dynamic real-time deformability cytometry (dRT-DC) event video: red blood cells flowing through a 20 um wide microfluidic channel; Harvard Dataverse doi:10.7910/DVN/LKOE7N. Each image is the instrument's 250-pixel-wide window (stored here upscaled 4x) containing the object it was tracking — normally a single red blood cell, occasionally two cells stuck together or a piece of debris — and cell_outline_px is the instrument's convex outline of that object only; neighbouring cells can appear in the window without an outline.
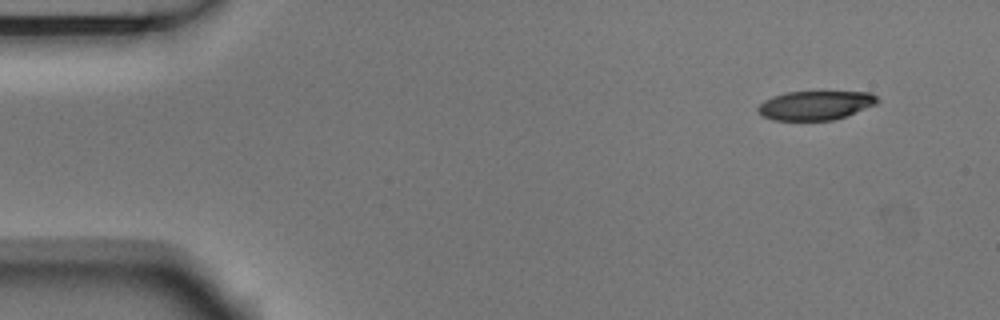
{"species": "Egyptian fruit bat (a non-hibernating species)", "species_latin": "Rousettus aegyptiacus", "temperature_condition": "room temperature", "stored_images_in_passage": 4, "camera_frame_rate_fps": 3000, "um_per_image_px": 0.085, "animal": {"sex": "male"}, "frame": {"image": 1, "passage_image": 1, "time_ms": 0.0, "image_size_px": [1000, 320], "cell_outline_px": [[880, 100], [876, 104], [844, 116], [832, 120], [772, 120], [764, 116], [756, 108], [764, 100], [772, 96], [784, 92], [872, 92]], "centroid_in_image_um": [69.3, 8.94], "position_along_channel_um": 15.7, "area_um2": 20.06}}
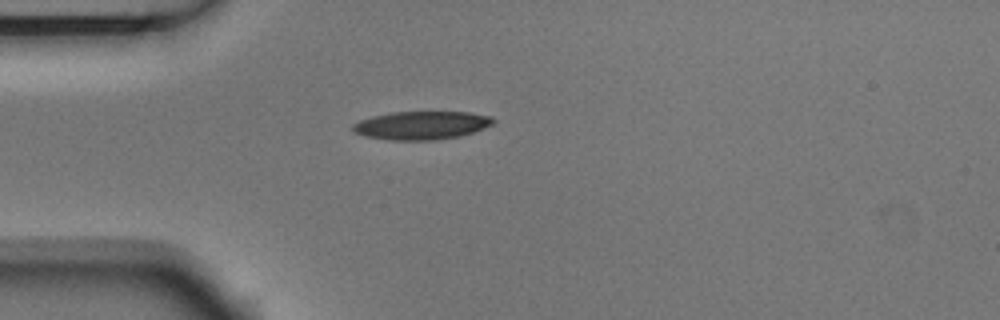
{"frame": {"image": 2, "passage_image": 4, "time_ms": 1.0, "image_size_px": [1000, 320], "cell_outline_px": [[496, 120], [492, 124], [484, 128], [460, 136], [432, 140], [388, 140], [364, 136], [352, 132], [352, 124], [360, 120], [372, 116], [392, 112], [468, 112], [492, 116]], "centroid_in_image_um": [35.8, 10.65], "position_along_channel_um": 49.2, "area_um2": 23.24}}